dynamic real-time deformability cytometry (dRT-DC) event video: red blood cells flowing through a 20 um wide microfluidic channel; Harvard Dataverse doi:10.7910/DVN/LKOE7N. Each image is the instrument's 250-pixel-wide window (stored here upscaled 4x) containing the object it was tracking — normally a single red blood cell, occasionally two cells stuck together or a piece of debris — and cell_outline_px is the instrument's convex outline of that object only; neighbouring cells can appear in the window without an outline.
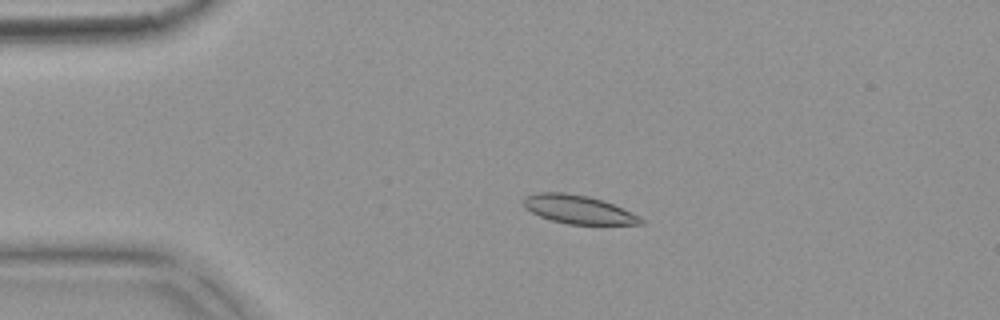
{"species": "common noctule bat (a hibernating species)", "species_latin": "Nyctalus noctula", "temperature_condition": "warm", "stored_images_in_passage": 5, "camera_frame_rate_fps": 3000, "um_per_image_px": 0.085, "animal": {"sex": "female", "body_mass_g": 18.4}, "frame": {"image": 1, "passage_image": 4, "time_ms": 1.0, "image_size_px": [1000, 320], "cell_outline_px": [[644, 224], [568, 224], [552, 220], [540, 216], [524, 208], [524, 196], [536, 192], [564, 192], [588, 196], [604, 200], [640, 216], [644, 220]], "centroid_in_image_um": [49.15, 17.79], "position_along_channel_um": 35.9, "area_um2": 19.48}}